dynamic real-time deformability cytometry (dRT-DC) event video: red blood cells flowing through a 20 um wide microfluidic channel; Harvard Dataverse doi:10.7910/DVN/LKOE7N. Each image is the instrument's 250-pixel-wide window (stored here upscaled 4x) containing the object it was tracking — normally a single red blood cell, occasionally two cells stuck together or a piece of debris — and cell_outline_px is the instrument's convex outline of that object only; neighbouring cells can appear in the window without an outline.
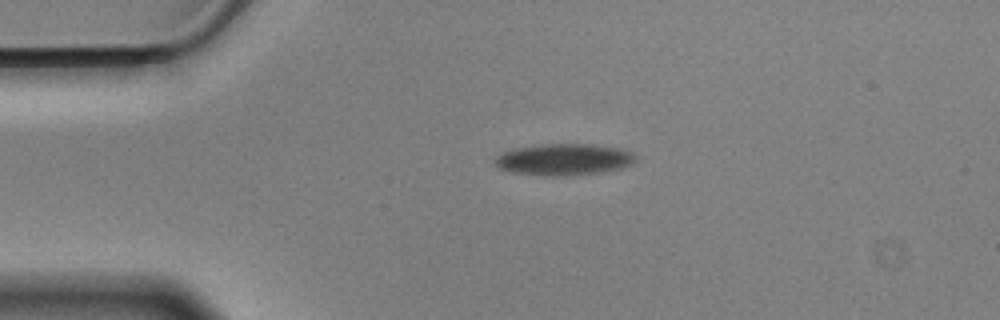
{"species": "Egyptian fruit bat (a non-hibernating species)", "species_latin": "Rousettus aegyptiacus", "temperature_condition": "cold", "stored_images_in_passage": 46, "camera_frame_rate_fps": 3000, "um_per_image_px": 0.085, "animal": {"sex": "male"}, "frame": {"image": 1, "passage_image": 1, "time_ms": 0.0, "image_size_px": [1000, 320], "cell_outline_px": [[636, 160], [632, 164], [620, 168], [600, 172], [568, 176], [544, 176], [512, 172], [500, 168], [496, 164], [496, 156], [512, 148], [544, 144], [592, 144], [620, 148], [632, 152], [636, 156]], "centroid_in_image_um": [47.95, 13.55], "position_along_channel_um": 37.1, "area_um2": 25.89}}
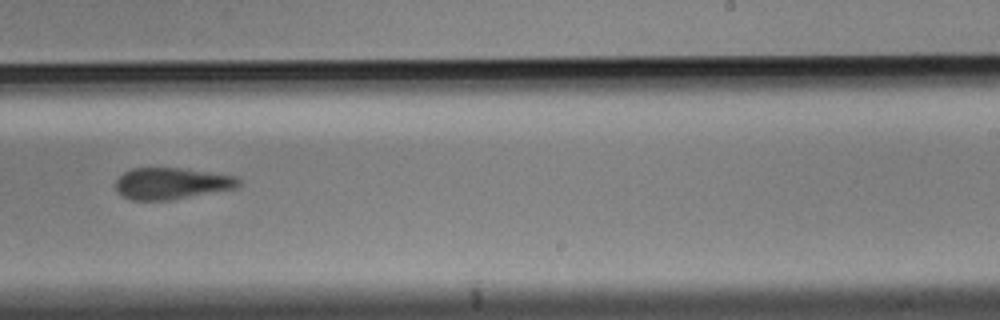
{"frame": {"image": 2, "passage_image": 24, "time_ms": 7.667, "image_size_px": [1000, 320], "cell_outline_px": [[240, 184], [236, 188], [172, 200], [132, 200], [116, 192], [116, 180], [124, 172], [132, 168], [180, 168], [236, 176], [240, 180]], "centroid_in_image_um": [14.57, 15.6], "position_along_channel_um": 274.4, "area_um2": 22.54}}
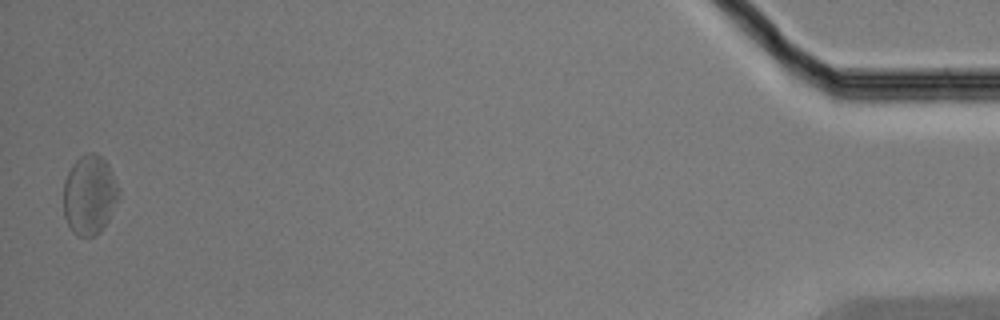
{"frame": {"image": 3, "passage_image": 45, "time_ms": 14.667, "image_size_px": [1000, 320], "cell_outline_px": [[120, 196], [108, 220], [100, 232], [96, 236], [76, 236], [72, 232], [64, 216], [64, 180], [72, 164], [80, 156], [88, 152], [96, 152], [108, 164], [120, 192]], "centroid_in_image_um": [7.6, 16.57], "position_along_channel_um": 427.6, "area_um2": 25.66}, "authors_computed_cell_mechanics": {"area_um2": 24.5939, "velocity_mm_per_s": 3.5007, "shape_relaxation_time_tau1_ms": null, "shape_relaxation_time_tau2_ms": 6.5902, "deformation_change_tau1": null, "deformation_change_tau2": 0.1734}}